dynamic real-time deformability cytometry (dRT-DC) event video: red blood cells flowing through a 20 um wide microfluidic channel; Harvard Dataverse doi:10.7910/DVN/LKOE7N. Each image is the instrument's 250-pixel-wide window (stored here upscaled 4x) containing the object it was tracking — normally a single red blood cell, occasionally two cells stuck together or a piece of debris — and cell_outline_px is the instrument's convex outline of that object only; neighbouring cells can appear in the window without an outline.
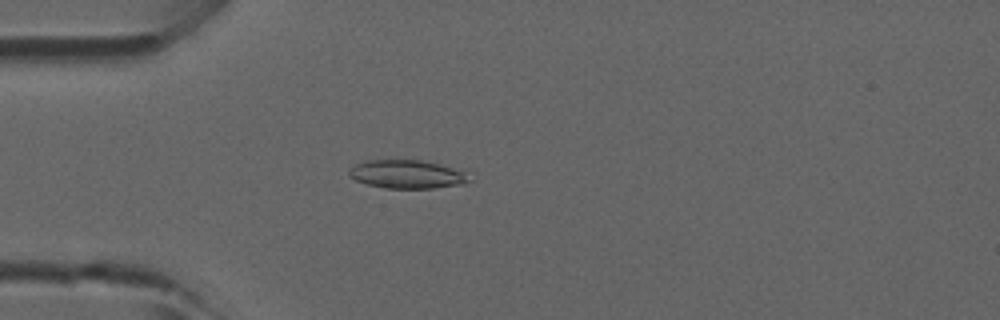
{"species": "common noctule bat (a hibernating species)", "species_latin": "Nyctalus noctula", "temperature_condition": "room temperature", "stored_images_in_passage": 3, "camera_frame_rate_fps": 3000, "um_per_image_px": 0.085, "animal": {"sex": "male", "forearm_length_mm": 52.5}, "frame": {"image": 1, "passage_image": 3, "time_ms": 0.667, "image_size_px": [1000, 320], "cell_outline_px": [[468, 180], [464, 184], [432, 188], [384, 188], [368, 184], [356, 180], [348, 176], [348, 172], [356, 164], [364, 160], [420, 160], [464, 168]], "centroid_in_image_um": [34.64, 14.8], "position_along_channel_um": 50.4, "area_um2": 20.06}}